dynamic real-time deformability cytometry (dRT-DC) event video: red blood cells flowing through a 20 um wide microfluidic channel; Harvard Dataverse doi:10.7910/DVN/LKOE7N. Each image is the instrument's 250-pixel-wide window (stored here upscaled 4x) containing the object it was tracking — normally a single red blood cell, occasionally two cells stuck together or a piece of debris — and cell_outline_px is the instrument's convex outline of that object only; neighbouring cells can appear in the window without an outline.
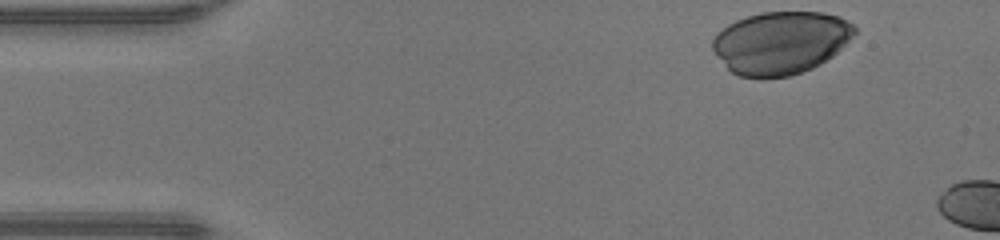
{"species": "human", "species_latin": "Homo sapiens", "temperature_condition": "warm", "stored_images_in_passage": 5, "camera_frame_rate_fps": 3000, "um_per_image_px": 0.085, "donor": {"sex": "male"}, "frame": {"image": 1, "passage_image": 1, "time_ms": 0.0, "image_size_px": [1000, 240], "cell_outline_px": [[856, 32], [832, 56], [820, 64], [812, 68], [788, 76], [740, 76], [732, 72], [728, 68], [712, 48], [712, 40], [716, 32], [728, 24], [736, 20], [760, 12], [824, 12], [840, 16], [852, 24], [856, 28]], "centroid_in_image_um": [66.36, 3.59], "position_along_channel_um": 18.6, "area_um2": 51.33}}